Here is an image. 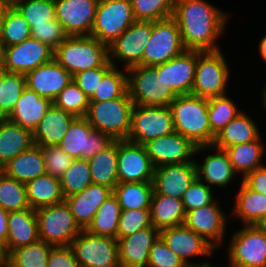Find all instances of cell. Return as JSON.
I'll return each mask as SVG.
<instances>
[{
  "label": "cell",
  "mask_w": 266,
  "mask_h": 267,
  "mask_svg": "<svg viewBox=\"0 0 266 267\" xmlns=\"http://www.w3.org/2000/svg\"><path fill=\"white\" fill-rule=\"evenodd\" d=\"M187 50L219 51L215 44L224 32L226 13L204 0H175L172 16Z\"/></svg>",
  "instance_id": "cell-1"
},
{
  "label": "cell",
  "mask_w": 266,
  "mask_h": 267,
  "mask_svg": "<svg viewBox=\"0 0 266 267\" xmlns=\"http://www.w3.org/2000/svg\"><path fill=\"white\" fill-rule=\"evenodd\" d=\"M169 107L175 132L185 136L196 146L212 145L208 98L181 95Z\"/></svg>",
  "instance_id": "cell-2"
},
{
  "label": "cell",
  "mask_w": 266,
  "mask_h": 267,
  "mask_svg": "<svg viewBox=\"0 0 266 267\" xmlns=\"http://www.w3.org/2000/svg\"><path fill=\"white\" fill-rule=\"evenodd\" d=\"M54 59L73 76L103 66L109 60L108 45L91 35L68 36L54 50Z\"/></svg>",
  "instance_id": "cell-3"
},
{
  "label": "cell",
  "mask_w": 266,
  "mask_h": 267,
  "mask_svg": "<svg viewBox=\"0 0 266 267\" xmlns=\"http://www.w3.org/2000/svg\"><path fill=\"white\" fill-rule=\"evenodd\" d=\"M133 106L134 102L127 91L120 98L89 102L85 118L94 130L101 131L114 140H127Z\"/></svg>",
  "instance_id": "cell-4"
},
{
  "label": "cell",
  "mask_w": 266,
  "mask_h": 267,
  "mask_svg": "<svg viewBox=\"0 0 266 267\" xmlns=\"http://www.w3.org/2000/svg\"><path fill=\"white\" fill-rule=\"evenodd\" d=\"M128 94L134 104L169 106L177 97L160 76L155 66L137 65L127 69Z\"/></svg>",
  "instance_id": "cell-5"
},
{
  "label": "cell",
  "mask_w": 266,
  "mask_h": 267,
  "mask_svg": "<svg viewBox=\"0 0 266 267\" xmlns=\"http://www.w3.org/2000/svg\"><path fill=\"white\" fill-rule=\"evenodd\" d=\"M229 67L219 51H198L191 95L211 98L226 95Z\"/></svg>",
  "instance_id": "cell-6"
},
{
  "label": "cell",
  "mask_w": 266,
  "mask_h": 267,
  "mask_svg": "<svg viewBox=\"0 0 266 267\" xmlns=\"http://www.w3.org/2000/svg\"><path fill=\"white\" fill-rule=\"evenodd\" d=\"M36 216L40 240L53 246H70L82 231L65 200L36 209Z\"/></svg>",
  "instance_id": "cell-7"
},
{
  "label": "cell",
  "mask_w": 266,
  "mask_h": 267,
  "mask_svg": "<svg viewBox=\"0 0 266 267\" xmlns=\"http://www.w3.org/2000/svg\"><path fill=\"white\" fill-rule=\"evenodd\" d=\"M186 50L178 23L173 17L154 21L143 53V66L165 63Z\"/></svg>",
  "instance_id": "cell-8"
},
{
  "label": "cell",
  "mask_w": 266,
  "mask_h": 267,
  "mask_svg": "<svg viewBox=\"0 0 266 267\" xmlns=\"http://www.w3.org/2000/svg\"><path fill=\"white\" fill-rule=\"evenodd\" d=\"M174 132L169 106H141L134 104L127 140L144 145L150 140Z\"/></svg>",
  "instance_id": "cell-9"
},
{
  "label": "cell",
  "mask_w": 266,
  "mask_h": 267,
  "mask_svg": "<svg viewBox=\"0 0 266 267\" xmlns=\"http://www.w3.org/2000/svg\"><path fill=\"white\" fill-rule=\"evenodd\" d=\"M135 21L130 0H99L90 35L109 46Z\"/></svg>",
  "instance_id": "cell-10"
},
{
  "label": "cell",
  "mask_w": 266,
  "mask_h": 267,
  "mask_svg": "<svg viewBox=\"0 0 266 267\" xmlns=\"http://www.w3.org/2000/svg\"><path fill=\"white\" fill-rule=\"evenodd\" d=\"M114 141L111 136L94 130L85 117H76L58 147L71 158L90 159Z\"/></svg>",
  "instance_id": "cell-11"
},
{
  "label": "cell",
  "mask_w": 266,
  "mask_h": 267,
  "mask_svg": "<svg viewBox=\"0 0 266 267\" xmlns=\"http://www.w3.org/2000/svg\"><path fill=\"white\" fill-rule=\"evenodd\" d=\"M70 247L80 267H121L117 238L97 236L82 230Z\"/></svg>",
  "instance_id": "cell-12"
},
{
  "label": "cell",
  "mask_w": 266,
  "mask_h": 267,
  "mask_svg": "<svg viewBox=\"0 0 266 267\" xmlns=\"http://www.w3.org/2000/svg\"><path fill=\"white\" fill-rule=\"evenodd\" d=\"M147 155L154 167L195 162L192 156L209 148V145L196 146L178 132L162 136L144 144ZM192 158V159H191Z\"/></svg>",
  "instance_id": "cell-13"
},
{
  "label": "cell",
  "mask_w": 266,
  "mask_h": 267,
  "mask_svg": "<svg viewBox=\"0 0 266 267\" xmlns=\"http://www.w3.org/2000/svg\"><path fill=\"white\" fill-rule=\"evenodd\" d=\"M232 235L229 245V266L266 267V235L254 225H244Z\"/></svg>",
  "instance_id": "cell-14"
},
{
  "label": "cell",
  "mask_w": 266,
  "mask_h": 267,
  "mask_svg": "<svg viewBox=\"0 0 266 267\" xmlns=\"http://www.w3.org/2000/svg\"><path fill=\"white\" fill-rule=\"evenodd\" d=\"M152 32L151 21H135L109 46V60L114 67L113 59L125 62L124 72L128 68L143 65V53Z\"/></svg>",
  "instance_id": "cell-15"
},
{
  "label": "cell",
  "mask_w": 266,
  "mask_h": 267,
  "mask_svg": "<svg viewBox=\"0 0 266 267\" xmlns=\"http://www.w3.org/2000/svg\"><path fill=\"white\" fill-rule=\"evenodd\" d=\"M154 169L144 145L129 140H118V183L152 182Z\"/></svg>",
  "instance_id": "cell-16"
},
{
  "label": "cell",
  "mask_w": 266,
  "mask_h": 267,
  "mask_svg": "<svg viewBox=\"0 0 266 267\" xmlns=\"http://www.w3.org/2000/svg\"><path fill=\"white\" fill-rule=\"evenodd\" d=\"M54 59V50L43 42L30 37L20 44L5 48L3 69L8 73L26 75L40 65Z\"/></svg>",
  "instance_id": "cell-17"
},
{
  "label": "cell",
  "mask_w": 266,
  "mask_h": 267,
  "mask_svg": "<svg viewBox=\"0 0 266 267\" xmlns=\"http://www.w3.org/2000/svg\"><path fill=\"white\" fill-rule=\"evenodd\" d=\"M56 19L68 36L90 35L99 0H54Z\"/></svg>",
  "instance_id": "cell-18"
},
{
  "label": "cell",
  "mask_w": 266,
  "mask_h": 267,
  "mask_svg": "<svg viewBox=\"0 0 266 267\" xmlns=\"http://www.w3.org/2000/svg\"><path fill=\"white\" fill-rule=\"evenodd\" d=\"M197 50H186L171 60L155 65L157 76L169 86L177 96L190 95L194 85Z\"/></svg>",
  "instance_id": "cell-19"
},
{
  "label": "cell",
  "mask_w": 266,
  "mask_h": 267,
  "mask_svg": "<svg viewBox=\"0 0 266 267\" xmlns=\"http://www.w3.org/2000/svg\"><path fill=\"white\" fill-rule=\"evenodd\" d=\"M159 236L168 248L173 250L185 265L199 264L189 262L190 257L213 255L215 248L202 236L185 225L169 227L159 231ZM189 259V260H188Z\"/></svg>",
  "instance_id": "cell-20"
},
{
  "label": "cell",
  "mask_w": 266,
  "mask_h": 267,
  "mask_svg": "<svg viewBox=\"0 0 266 267\" xmlns=\"http://www.w3.org/2000/svg\"><path fill=\"white\" fill-rule=\"evenodd\" d=\"M217 204L215 200L210 205L187 211L184 221L187 228L202 236L215 249L222 244L226 229V216Z\"/></svg>",
  "instance_id": "cell-21"
},
{
  "label": "cell",
  "mask_w": 266,
  "mask_h": 267,
  "mask_svg": "<svg viewBox=\"0 0 266 267\" xmlns=\"http://www.w3.org/2000/svg\"><path fill=\"white\" fill-rule=\"evenodd\" d=\"M196 178L195 162L155 167L153 193L182 199L184 192Z\"/></svg>",
  "instance_id": "cell-22"
},
{
  "label": "cell",
  "mask_w": 266,
  "mask_h": 267,
  "mask_svg": "<svg viewBox=\"0 0 266 267\" xmlns=\"http://www.w3.org/2000/svg\"><path fill=\"white\" fill-rule=\"evenodd\" d=\"M25 77L26 87L51 101L73 80V76L55 59L28 72Z\"/></svg>",
  "instance_id": "cell-23"
},
{
  "label": "cell",
  "mask_w": 266,
  "mask_h": 267,
  "mask_svg": "<svg viewBox=\"0 0 266 267\" xmlns=\"http://www.w3.org/2000/svg\"><path fill=\"white\" fill-rule=\"evenodd\" d=\"M159 231L152 225L118 239L121 267H147L149 252Z\"/></svg>",
  "instance_id": "cell-24"
},
{
  "label": "cell",
  "mask_w": 266,
  "mask_h": 267,
  "mask_svg": "<svg viewBox=\"0 0 266 267\" xmlns=\"http://www.w3.org/2000/svg\"><path fill=\"white\" fill-rule=\"evenodd\" d=\"M112 194L111 188L91 183L82 192L64 200L69 205L76 223L82 230H85L92 222L100 205Z\"/></svg>",
  "instance_id": "cell-25"
},
{
  "label": "cell",
  "mask_w": 266,
  "mask_h": 267,
  "mask_svg": "<svg viewBox=\"0 0 266 267\" xmlns=\"http://www.w3.org/2000/svg\"><path fill=\"white\" fill-rule=\"evenodd\" d=\"M40 240L36 210L27 208L8 212V235L4 245L7 256L14 250Z\"/></svg>",
  "instance_id": "cell-26"
},
{
  "label": "cell",
  "mask_w": 266,
  "mask_h": 267,
  "mask_svg": "<svg viewBox=\"0 0 266 267\" xmlns=\"http://www.w3.org/2000/svg\"><path fill=\"white\" fill-rule=\"evenodd\" d=\"M75 118L52 104L32 132L34 144L41 147L58 146Z\"/></svg>",
  "instance_id": "cell-27"
},
{
  "label": "cell",
  "mask_w": 266,
  "mask_h": 267,
  "mask_svg": "<svg viewBox=\"0 0 266 267\" xmlns=\"http://www.w3.org/2000/svg\"><path fill=\"white\" fill-rule=\"evenodd\" d=\"M52 104L50 99L41 97L26 87L13 111L6 118L33 132Z\"/></svg>",
  "instance_id": "cell-28"
},
{
  "label": "cell",
  "mask_w": 266,
  "mask_h": 267,
  "mask_svg": "<svg viewBox=\"0 0 266 267\" xmlns=\"http://www.w3.org/2000/svg\"><path fill=\"white\" fill-rule=\"evenodd\" d=\"M0 170L7 176L24 184L46 174L45 159L41 146L32 145L10 160Z\"/></svg>",
  "instance_id": "cell-29"
},
{
  "label": "cell",
  "mask_w": 266,
  "mask_h": 267,
  "mask_svg": "<svg viewBox=\"0 0 266 267\" xmlns=\"http://www.w3.org/2000/svg\"><path fill=\"white\" fill-rule=\"evenodd\" d=\"M32 145L34 142L31 130L7 118L0 119V169Z\"/></svg>",
  "instance_id": "cell-30"
},
{
  "label": "cell",
  "mask_w": 266,
  "mask_h": 267,
  "mask_svg": "<svg viewBox=\"0 0 266 267\" xmlns=\"http://www.w3.org/2000/svg\"><path fill=\"white\" fill-rule=\"evenodd\" d=\"M209 147L214 151L216 150L217 153L207 155L201 165L195 162L197 178L205 181L209 187L215 185L224 188L232 181L236 172L224 149L213 145H209Z\"/></svg>",
  "instance_id": "cell-31"
},
{
  "label": "cell",
  "mask_w": 266,
  "mask_h": 267,
  "mask_svg": "<svg viewBox=\"0 0 266 267\" xmlns=\"http://www.w3.org/2000/svg\"><path fill=\"white\" fill-rule=\"evenodd\" d=\"M151 223L158 230L184 225L182 199L153 193L150 205Z\"/></svg>",
  "instance_id": "cell-32"
},
{
  "label": "cell",
  "mask_w": 266,
  "mask_h": 267,
  "mask_svg": "<svg viewBox=\"0 0 266 267\" xmlns=\"http://www.w3.org/2000/svg\"><path fill=\"white\" fill-rule=\"evenodd\" d=\"M256 123L242 111L215 136L213 146L225 149L260 137Z\"/></svg>",
  "instance_id": "cell-33"
},
{
  "label": "cell",
  "mask_w": 266,
  "mask_h": 267,
  "mask_svg": "<svg viewBox=\"0 0 266 267\" xmlns=\"http://www.w3.org/2000/svg\"><path fill=\"white\" fill-rule=\"evenodd\" d=\"M31 209L51 206L64 201L60 179L49 174L38 176L25 184Z\"/></svg>",
  "instance_id": "cell-34"
},
{
  "label": "cell",
  "mask_w": 266,
  "mask_h": 267,
  "mask_svg": "<svg viewBox=\"0 0 266 267\" xmlns=\"http://www.w3.org/2000/svg\"><path fill=\"white\" fill-rule=\"evenodd\" d=\"M118 140L109 147L88 159L92 183L114 190L118 184L117 177Z\"/></svg>",
  "instance_id": "cell-35"
},
{
  "label": "cell",
  "mask_w": 266,
  "mask_h": 267,
  "mask_svg": "<svg viewBox=\"0 0 266 267\" xmlns=\"http://www.w3.org/2000/svg\"><path fill=\"white\" fill-rule=\"evenodd\" d=\"M261 136L255 140L239 145L227 147L224 150L229 156L231 165L236 173H242L244 178L248 173L264 166L260 162L264 156V145L261 142Z\"/></svg>",
  "instance_id": "cell-36"
},
{
  "label": "cell",
  "mask_w": 266,
  "mask_h": 267,
  "mask_svg": "<svg viewBox=\"0 0 266 267\" xmlns=\"http://www.w3.org/2000/svg\"><path fill=\"white\" fill-rule=\"evenodd\" d=\"M232 210L245 225H253L266 215V195L250 189L242 181Z\"/></svg>",
  "instance_id": "cell-37"
},
{
  "label": "cell",
  "mask_w": 266,
  "mask_h": 267,
  "mask_svg": "<svg viewBox=\"0 0 266 267\" xmlns=\"http://www.w3.org/2000/svg\"><path fill=\"white\" fill-rule=\"evenodd\" d=\"M120 213L121 207L118 199L112 194L100 205L92 222L85 230L93 235L116 238Z\"/></svg>",
  "instance_id": "cell-38"
},
{
  "label": "cell",
  "mask_w": 266,
  "mask_h": 267,
  "mask_svg": "<svg viewBox=\"0 0 266 267\" xmlns=\"http://www.w3.org/2000/svg\"><path fill=\"white\" fill-rule=\"evenodd\" d=\"M113 194L117 197L121 210L150 208L153 183H118L113 190Z\"/></svg>",
  "instance_id": "cell-39"
},
{
  "label": "cell",
  "mask_w": 266,
  "mask_h": 267,
  "mask_svg": "<svg viewBox=\"0 0 266 267\" xmlns=\"http://www.w3.org/2000/svg\"><path fill=\"white\" fill-rule=\"evenodd\" d=\"M53 245L42 240L14 249L7 256L6 267H47Z\"/></svg>",
  "instance_id": "cell-40"
},
{
  "label": "cell",
  "mask_w": 266,
  "mask_h": 267,
  "mask_svg": "<svg viewBox=\"0 0 266 267\" xmlns=\"http://www.w3.org/2000/svg\"><path fill=\"white\" fill-rule=\"evenodd\" d=\"M242 111L226 95L208 98V116L212 131V144L215 136Z\"/></svg>",
  "instance_id": "cell-41"
},
{
  "label": "cell",
  "mask_w": 266,
  "mask_h": 267,
  "mask_svg": "<svg viewBox=\"0 0 266 267\" xmlns=\"http://www.w3.org/2000/svg\"><path fill=\"white\" fill-rule=\"evenodd\" d=\"M31 37V28L15 7H8L2 23L0 40L5 47L20 44Z\"/></svg>",
  "instance_id": "cell-42"
},
{
  "label": "cell",
  "mask_w": 266,
  "mask_h": 267,
  "mask_svg": "<svg viewBox=\"0 0 266 267\" xmlns=\"http://www.w3.org/2000/svg\"><path fill=\"white\" fill-rule=\"evenodd\" d=\"M0 207L7 212L30 208L24 183L7 176L0 170Z\"/></svg>",
  "instance_id": "cell-43"
},
{
  "label": "cell",
  "mask_w": 266,
  "mask_h": 267,
  "mask_svg": "<svg viewBox=\"0 0 266 267\" xmlns=\"http://www.w3.org/2000/svg\"><path fill=\"white\" fill-rule=\"evenodd\" d=\"M92 183L88 159H74L73 164L60 179L64 199L82 192Z\"/></svg>",
  "instance_id": "cell-44"
},
{
  "label": "cell",
  "mask_w": 266,
  "mask_h": 267,
  "mask_svg": "<svg viewBox=\"0 0 266 267\" xmlns=\"http://www.w3.org/2000/svg\"><path fill=\"white\" fill-rule=\"evenodd\" d=\"M128 91L127 73L112 67L101 79L89 102L109 101L122 97Z\"/></svg>",
  "instance_id": "cell-45"
},
{
  "label": "cell",
  "mask_w": 266,
  "mask_h": 267,
  "mask_svg": "<svg viewBox=\"0 0 266 267\" xmlns=\"http://www.w3.org/2000/svg\"><path fill=\"white\" fill-rule=\"evenodd\" d=\"M135 20L159 21L173 16L175 0H130Z\"/></svg>",
  "instance_id": "cell-46"
},
{
  "label": "cell",
  "mask_w": 266,
  "mask_h": 267,
  "mask_svg": "<svg viewBox=\"0 0 266 267\" xmlns=\"http://www.w3.org/2000/svg\"><path fill=\"white\" fill-rule=\"evenodd\" d=\"M52 103L55 107L75 117H85L89 107V98L72 80L60 91Z\"/></svg>",
  "instance_id": "cell-47"
},
{
  "label": "cell",
  "mask_w": 266,
  "mask_h": 267,
  "mask_svg": "<svg viewBox=\"0 0 266 267\" xmlns=\"http://www.w3.org/2000/svg\"><path fill=\"white\" fill-rule=\"evenodd\" d=\"M26 88V77L23 74L6 73L0 87V119H5L14 109L21 94Z\"/></svg>",
  "instance_id": "cell-48"
},
{
  "label": "cell",
  "mask_w": 266,
  "mask_h": 267,
  "mask_svg": "<svg viewBox=\"0 0 266 267\" xmlns=\"http://www.w3.org/2000/svg\"><path fill=\"white\" fill-rule=\"evenodd\" d=\"M15 8L22 14L30 28L34 25L47 24V21L56 18L54 0H23Z\"/></svg>",
  "instance_id": "cell-49"
},
{
  "label": "cell",
  "mask_w": 266,
  "mask_h": 267,
  "mask_svg": "<svg viewBox=\"0 0 266 267\" xmlns=\"http://www.w3.org/2000/svg\"><path fill=\"white\" fill-rule=\"evenodd\" d=\"M151 226L150 208L121 210L116 238L118 240L122 237L130 236Z\"/></svg>",
  "instance_id": "cell-50"
},
{
  "label": "cell",
  "mask_w": 266,
  "mask_h": 267,
  "mask_svg": "<svg viewBox=\"0 0 266 267\" xmlns=\"http://www.w3.org/2000/svg\"><path fill=\"white\" fill-rule=\"evenodd\" d=\"M213 192L205 182L196 178L186 189L182 197V204L185 213L206 205H210L215 201Z\"/></svg>",
  "instance_id": "cell-51"
},
{
  "label": "cell",
  "mask_w": 266,
  "mask_h": 267,
  "mask_svg": "<svg viewBox=\"0 0 266 267\" xmlns=\"http://www.w3.org/2000/svg\"><path fill=\"white\" fill-rule=\"evenodd\" d=\"M41 149L45 159L46 174L61 179L65 171L73 164L74 158L58 146H44Z\"/></svg>",
  "instance_id": "cell-52"
},
{
  "label": "cell",
  "mask_w": 266,
  "mask_h": 267,
  "mask_svg": "<svg viewBox=\"0 0 266 267\" xmlns=\"http://www.w3.org/2000/svg\"><path fill=\"white\" fill-rule=\"evenodd\" d=\"M147 267H186V265L158 236L150 249Z\"/></svg>",
  "instance_id": "cell-53"
},
{
  "label": "cell",
  "mask_w": 266,
  "mask_h": 267,
  "mask_svg": "<svg viewBox=\"0 0 266 267\" xmlns=\"http://www.w3.org/2000/svg\"><path fill=\"white\" fill-rule=\"evenodd\" d=\"M31 37L38 39L55 50L67 37L61 23L55 18L47 24L34 25L31 28Z\"/></svg>",
  "instance_id": "cell-54"
},
{
  "label": "cell",
  "mask_w": 266,
  "mask_h": 267,
  "mask_svg": "<svg viewBox=\"0 0 266 267\" xmlns=\"http://www.w3.org/2000/svg\"><path fill=\"white\" fill-rule=\"evenodd\" d=\"M113 67L108 60L103 66L84 70L73 75V81L90 99L94 94L103 76Z\"/></svg>",
  "instance_id": "cell-55"
},
{
  "label": "cell",
  "mask_w": 266,
  "mask_h": 267,
  "mask_svg": "<svg viewBox=\"0 0 266 267\" xmlns=\"http://www.w3.org/2000/svg\"><path fill=\"white\" fill-rule=\"evenodd\" d=\"M47 267H80L70 246H53Z\"/></svg>",
  "instance_id": "cell-56"
},
{
  "label": "cell",
  "mask_w": 266,
  "mask_h": 267,
  "mask_svg": "<svg viewBox=\"0 0 266 267\" xmlns=\"http://www.w3.org/2000/svg\"><path fill=\"white\" fill-rule=\"evenodd\" d=\"M242 181L250 189L266 195V165L248 173Z\"/></svg>",
  "instance_id": "cell-57"
},
{
  "label": "cell",
  "mask_w": 266,
  "mask_h": 267,
  "mask_svg": "<svg viewBox=\"0 0 266 267\" xmlns=\"http://www.w3.org/2000/svg\"><path fill=\"white\" fill-rule=\"evenodd\" d=\"M8 235V212L0 207V242L5 245Z\"/></svg>",
  "instance_id": "cell-58"
},
{
  "label": "cell",
  "mask_w": 266,
  "mask_h": 267,
  "mask_svg": "<svg viewBox=\"0 0 266 267\" xmlns=\"http://www.w3.org/2000/svg\"><path fill=\"white\" fill-rule=\"evenodd\" d=\"M259 231L266 235V215L253 224Z\"/></svg>",
  "instance_id": "cell-59"
},
{
  "label": "cell",
  "mask_w": 266,
  "mask_h": 267,
  "mask_svg": "<svg viewBox=\"0 0 266 267\" xmlns=\"http://www.w3.org/2000/svg\"><path fill=\"white\" fill-rule=\"evenodd\" d=\"M7 254L4 245L0 242V267H6Z\"/></svg>",
  "instance_id": "cell-60"
},
{
  "label": "cell",
  "mask_w": 266,
  "mask_h": 267,
  "mask_svg": "<svg viewBox=\"0 0 266 267\" xmlns=\"http://www.w3.org/2000/svg\"><path fill=\"white\" fill-rule=\"evenodd\" d=\"M258 49L262 59L266 61V35L261 39Z\"/></svg>",
  "instance_id": "cell-61"
},
{
  "label": "cell",
  "mask_w": 266,
  "mask_h": 267,
  "mask_svg": "<svg viewBox=\"0 0 266 267\" xmlns=\"http://www.w3.org/2000/svg\"><path fill=\"white\" fill-rule=\"evenodd\" d=\"M5 48L4 43L0 40V69H2L5 64Z\"/></svg>",
  "instance_id": "cell-62"
},
{
  "label": "cell",
  "mask_w": 266,
  "mask_h": 267,
  "mask_svg": "<svg viewBox=\"0 0 266 267\" xmlns=\"http://www.w3.org/2000/svg\"><path fill=\"white\" fill-rule=\"evenodd\" d=\"M7 8L8 6L0 3V33H1V28H2L3 18H4Z\"/></svg>",
  "instance_id": "cell-63"
},
{
  "label": "cell",
  "mask_w": 266,
  "mask_h": 267,
  "mask_svg": "<svg viewBox=\"0 0 266 267\" xmlns=\"http://www.w3.org/2000/svg\"><path fill=\"white\" fill-rule=\"evenodd\" d=\"M23 0H0V3L8 6V7H15L19 2Z\"/></svg>",
  "instance_id": "cell-64"
},
{
  "label": "cell",
  "mask_w": 266,
  "mask_h": 267,
  "mask_svg": "<svg viewBox=\"0 0 266 267\" xmlns=\"http://www.w3.org/2000/svg\"><path fill=\"white\" fill-rule=\"evenodd\" d=\"M186 267H213V265L209 264V263H199V264H190V265H186Z\"/></svg>",
  "instance_id": "cell-65"
},
{
  "label": "cell",
  "mask_w": 266,
  "mask_h": 267,
  "mask_svg": "<svg viewBox=\"0 0 266 267\" xmlns=\"http://www.w3.org/2000/svg\"><path fill=\"white\" fill-rule=\"evenodd\" d=\"M7 73V71L5 69H0V87H1V84H2V81H3V76ZM2 99V95H1V92H0V101Z\"/></svg>",
  "instance_id": "cell-66"
},
{
  "label": "cell",
  "mask_w": 266,
  "mask_h": 267,
  "mask_svg": "<svg viewBox=\"0 0 266 267\" xmlns=\"http://www.w3.org/2000/svg\"><path fill=\"white\" fill-rule=\"evenodd\" d=\"M264 91H263V94H262V98H263V104H264V107L266 108V87L263 89Z\"/></svg>",
  "instance_id": "cell-67"
}]
</instances>
